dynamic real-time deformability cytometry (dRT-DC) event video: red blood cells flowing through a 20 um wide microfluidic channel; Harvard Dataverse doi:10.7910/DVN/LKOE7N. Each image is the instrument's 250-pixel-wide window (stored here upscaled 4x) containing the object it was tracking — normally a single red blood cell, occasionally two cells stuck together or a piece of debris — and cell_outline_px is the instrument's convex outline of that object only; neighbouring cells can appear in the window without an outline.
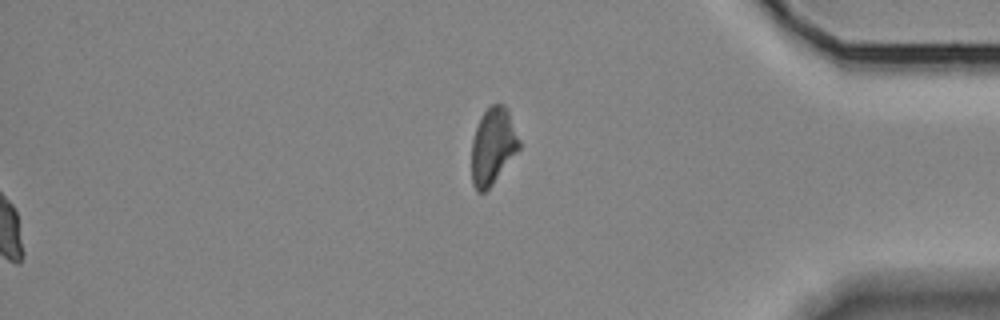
{"species": "Egyptian fruit bat (a non-hibernating species)", "species_latin": "Rousettus aegyptiacus", "temperature_condition": "room temperature", "stored_images_in_passage": 39, "segment_of_instrument_passage": [2, 2], "camera_frame_rate_fps": 3000, "um_per_image_px": 0.085, "animal": {"sex": "female"}, "frame": {"image": 1, "passage_image": 39, "time_ms": 12.667, "image_size_px": [1000, 320], "cell_outline_px": [[520, 148], [492, 184], [484, 192], [476, 192], [472, 184], [472, 140], [480, 116], [492, 104], [504, 104], [508, 108], [520, 140]], "centroid_in_image_um": [41.9, 12.4], "position_along_channel_um": 393.3, "area_um2": 21.21}}